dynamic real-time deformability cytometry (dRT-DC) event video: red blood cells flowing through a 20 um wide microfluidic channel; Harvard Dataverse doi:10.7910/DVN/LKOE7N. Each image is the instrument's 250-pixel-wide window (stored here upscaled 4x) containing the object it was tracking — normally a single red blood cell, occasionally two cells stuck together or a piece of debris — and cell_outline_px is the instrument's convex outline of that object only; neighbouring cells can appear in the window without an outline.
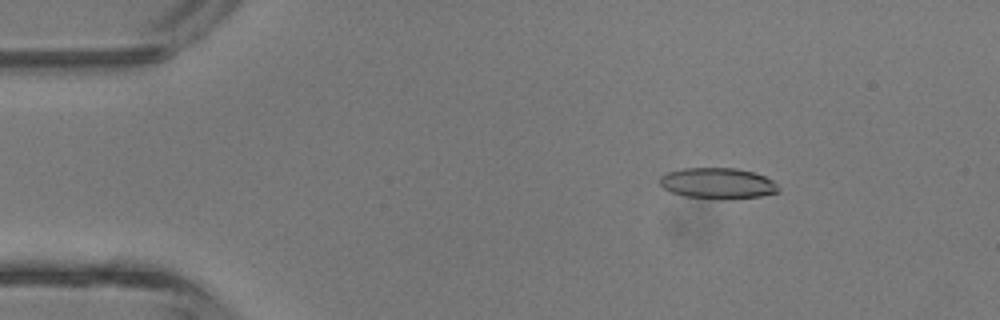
{"species": "common noctule bat (a hibernating species)", "species_latin": "Nyctalus noctula", "temperature_condition": "room temperature", "stored_images_in_passage": 44, "camera_frame_rate_fps": 3000, "um_per_image_px": 0.085, "animal": {"sex": "male", "body_mass_g": 13.3}, "frame": {"image": 1, "passage_image": 7, "time_ms": 2.0, "image_size_px": [1000, 320], "cell_outline_px": [[780, 192], [760, 196], [724, 200], [720, 200], [684, 196], [672, 192], [664, 188], [660, 184], [660, 176], [668, 172], [684, 168], [736, 168], [752, 172], [764, 176], [772, 180], [780, 188]], "centroid_in_image_um": [61.02, 15.59], "position_along_channel_um": 24.0, "area_um2": 21.5}}
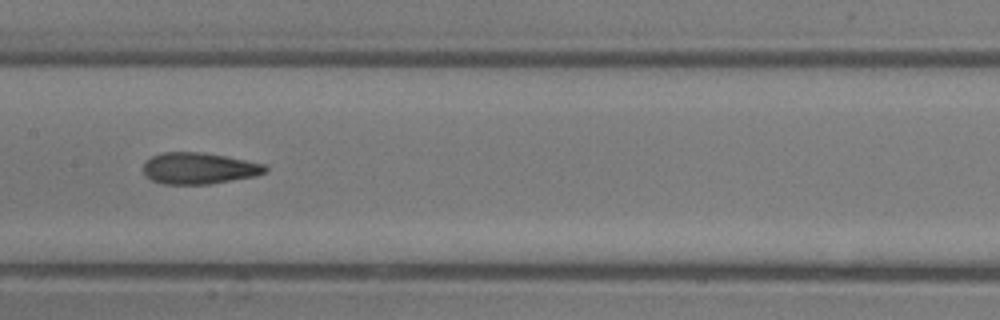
{"frame": {"image": 2, "passage_image": 22, "time_ms": 7.0, "image_size_px": [1000, 320], "cell_outline_px": [[268, 168], [264, 172], [256, 176], [208, 184], [164, 184], [152, 180], [144, 172], [144, 164], [152, 156], [164, 152], [200, 152], [224, 156], [264, 164]], "centroid_in_image_um": [16.91, 14.31], "position_along_channel_um": 190.5, "area_um2": 21.96}}
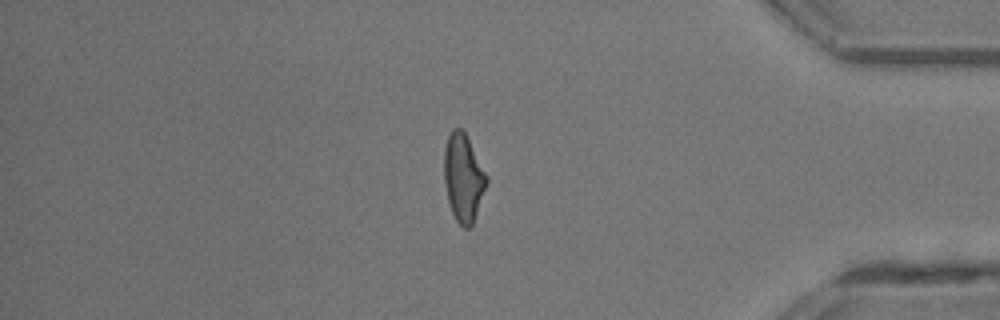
{"frame": {"image": 3, "passage_image": 37, "time_ms": 12.0, "image_size_px": [1000, 320], "cell_outline_px": [[488, 180], [472, 224], [468, 228], [464, 228], [456, 220], [452, 212], [448, 200], [444, 180], [444, 148], [448, 136], [452, 128], [460, 128], [464, 132], [488, 176]], "centroid_in_image_um": [39.37, 15.09], "position_along_channel_um": 395.8, "area_um2": 21.33}, "authors_computed_cell_mechanics": {"area_um2": 21.8195, "velocity_mm_per_s": 4.777, "shape_relaxation_time_tau1_ms": 7.899, "shape_relaxation_time_tau2_ms": 1.6617, "deformation_change_tau1": 0.2128, "deformation_change_tau2": 0.1058}}